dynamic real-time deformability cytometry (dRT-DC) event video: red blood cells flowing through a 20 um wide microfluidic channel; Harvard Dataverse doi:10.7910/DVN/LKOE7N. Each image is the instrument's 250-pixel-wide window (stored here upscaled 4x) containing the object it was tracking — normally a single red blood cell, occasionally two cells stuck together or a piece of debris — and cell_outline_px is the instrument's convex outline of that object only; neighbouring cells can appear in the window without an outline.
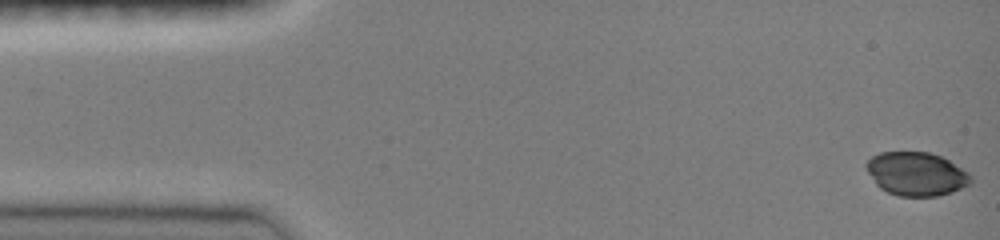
{"species": "common noctule bat (a hibernating species)", "species_latin": "Nyctalus noctula", "temperature_condition": "room temperature", "stored_images_in_passage": 56, "camera_frame_rate_fps": 3000, "um_per_image_px": 0.085, "animal": {"sex": "female", "body_mass_g": 19.0, "forearm_length_mm": 51.5}, "frame": {"image": 1, "passage_image": 1, "time_ms": 0.0, "image_size_px": [1000, 240], "cell_outline_px": [[972, 180], [968, 184], [952, 192], [936, 196], [900, 196], [888, 192], [880, 188], [876, 184], [868, 172], [864, 164], [872, 156], [880, 152], [928, 152], [940, 156], [948, 160], [968, 172]], "centroid_in_image_um": [77.86, 14.77], "position_along_channel_um": 7.1, "area_um2": 26.3}}
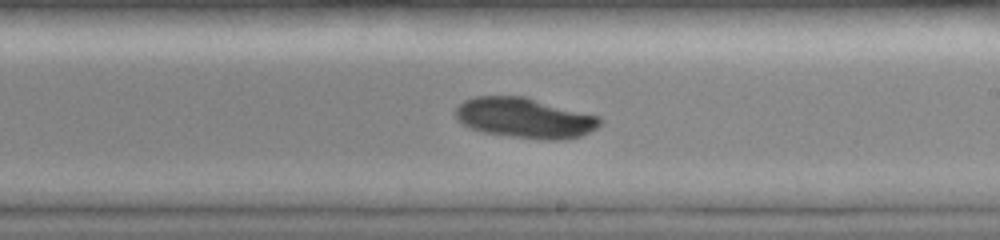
{"frame": {"image": 2, "passage_image": 34, "time_ms": 9.0, "image_size_px": [1000, 240], "cell_outline_px": [[600, 124], [596, 128], [580, 136], [560, 140], [544, 140], [512, 136], [484, 132], [472, 128], [456, 120], [456, 108], [464, 100], [476, 96], [528, 96], [600, 116]], "centroid_in_image_um": [44.63, 10.01], "position_along_channel_um": 244.4, "area_um2": 33.93}}
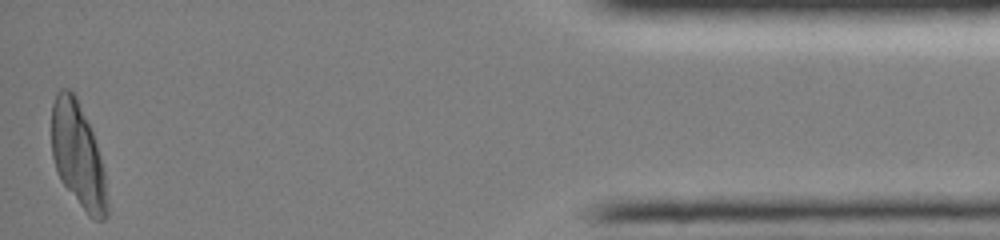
{"frame": {"image": 3, "passage_image": 55, "time_ms": 15.333, "image_size_px": [1000, 240], "cell_outline_px": [[108, 216], [104, 220], [92, 220], [88, 216], [60, 180], [52, 156], [52, 104], [56, 92], [60, 88], [68, 88], [76, 96], [92, 132], [96, 144], [104, 172], [108, 204]], "centroid_in_image_um": [6.62, 13.23], "position_along_channel_um": 428.6, "area_um2": 33.87}}